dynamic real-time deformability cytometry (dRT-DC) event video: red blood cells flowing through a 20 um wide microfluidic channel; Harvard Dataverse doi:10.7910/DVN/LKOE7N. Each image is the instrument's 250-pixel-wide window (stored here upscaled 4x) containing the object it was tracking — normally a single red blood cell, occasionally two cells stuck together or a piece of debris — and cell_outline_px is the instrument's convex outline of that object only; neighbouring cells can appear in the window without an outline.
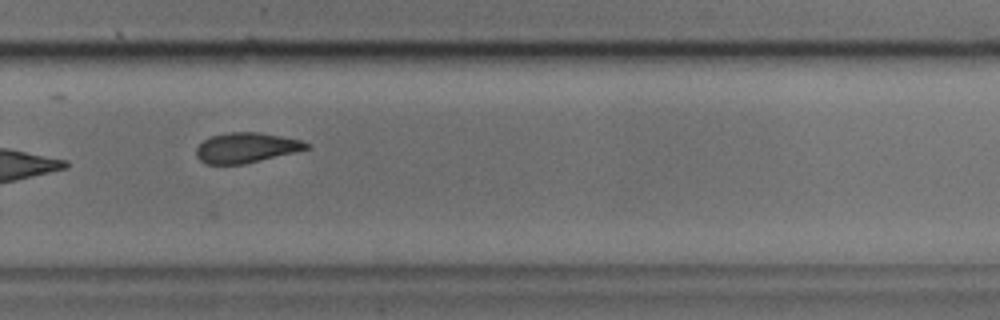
{"species": "common noctule bat (a hibernating species)", "species_latin": "Nyctalus noctula", "temperature_condition": "cold", "stored_images_in_passage": 23, "camera_frame_rate_fps": 3000, "um_per_image_px": 0.085, "animal": {"sex": "male", "body_mass_g": 17.9, "forearm_length_mm": 54.2}, "frame": {"image": 1, "passage_image": 19, "time_ms": 6.0, "image_size_px": [1000, 320], "cell_outline_px": [[312, 148], [244, 164], [204, 164], [196, 156], [196, 148], [204, 140], [212, 136], [228, 132], [260, 132], [300, 140], [312, 144]], "centroid_in_image_um": [20.95, 12.56], "position_along_channel_um": 308.9, "area_um2": 19.36}}